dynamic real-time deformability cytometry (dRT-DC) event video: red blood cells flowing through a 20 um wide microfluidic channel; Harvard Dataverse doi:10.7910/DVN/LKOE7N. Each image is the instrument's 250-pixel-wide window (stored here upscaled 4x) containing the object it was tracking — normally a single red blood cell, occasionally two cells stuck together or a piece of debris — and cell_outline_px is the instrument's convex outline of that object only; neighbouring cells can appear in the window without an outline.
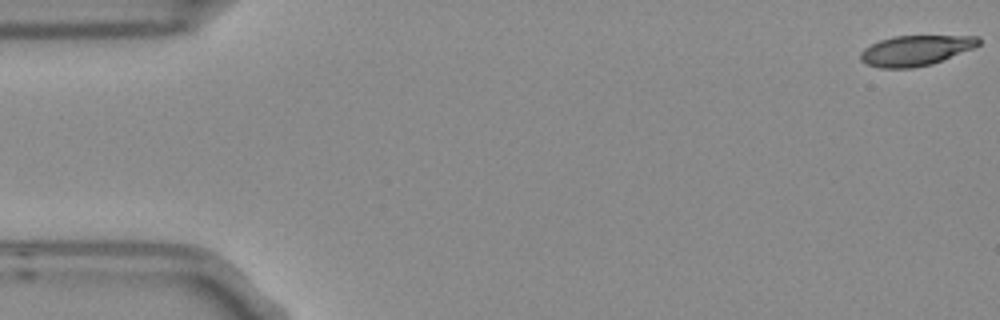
{"species": "Egyptian fruit bat (a non-hibernating species)", "species_latin": "Rousettus aegyptiacus", "temperature_condition": "room temperature", "stored_images_in_passage": 5, "camera_frame_rate_fps": 3000, "um_per_image_px": 0.085, "frame": {"image": 1, "passage_image": 1, "time_ms": 0.0, "image_size_px": [1000, 320], "cell_outline_px": [[980, 44], [972, 48], [932, 64], [912, 68], [880, 68], [868, 64], [860, 60], [860, 52], [864, 48], [880, 40], [892, 36], [980, 36]], "centroid_in_image_um": [77.81, 4.29], "position_along_channel_um": 7.2, "area_um2": 20.69}}
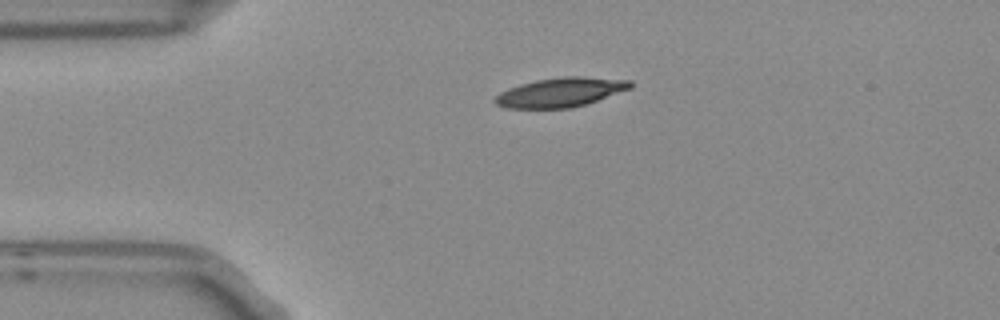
{"frame": {"image": 2, "passage_image": 4, "time_ms": 1.0, "image_size_px": [1000, 320], "cell_outline_px": [[632, 88], [572, 108], [508, 108], [496, 104], [492, 100], [500, 92], [508, 88], [520, 84], [536, 80], [564, 76], [584, 76], [632, 80]], "centroid_in_image_um": [47.64, 7.83], "position_along_channel_um": 37.4, "area_um2": 23.06}}